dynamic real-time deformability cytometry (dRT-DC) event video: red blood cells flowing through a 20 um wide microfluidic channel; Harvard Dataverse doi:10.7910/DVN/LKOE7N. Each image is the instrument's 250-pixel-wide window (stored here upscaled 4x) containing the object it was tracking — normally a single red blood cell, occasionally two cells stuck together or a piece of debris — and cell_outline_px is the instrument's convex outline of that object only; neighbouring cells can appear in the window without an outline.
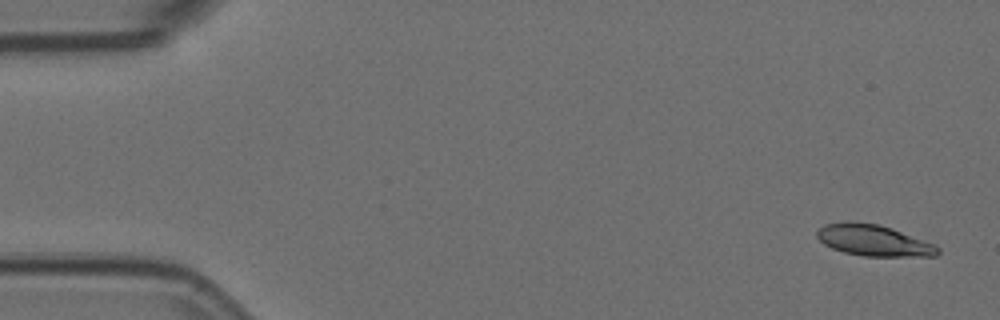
{"species": "Egyptian fruit bat (a non-hibernating species)", "species_latin": "Rousettus aegyptiacus", "temperature_condition": "room temperature", "stored_images_in_passage": 4, "camera_frame_rate_fps": 3000, "um_per_image_px": 0.085, "animal": {"sex": "female"}, "frame": {"image": 1, "passage_image": 1, "time_ms": 0.0, "image_size_px": [1000, 320], "cell_outline_px": [[940, 252], [936, 256], [864, 256], [844, 252], [832, 248], [824, 244], [816, 236], [816, 232], [824, 224], [880, 224], [892, 228], [936, 244], [940, 248]], "centroid_in_image_um": [74.34, 20.47], "position_along_channel_um": 10.7, "area_um2": 21.44}}